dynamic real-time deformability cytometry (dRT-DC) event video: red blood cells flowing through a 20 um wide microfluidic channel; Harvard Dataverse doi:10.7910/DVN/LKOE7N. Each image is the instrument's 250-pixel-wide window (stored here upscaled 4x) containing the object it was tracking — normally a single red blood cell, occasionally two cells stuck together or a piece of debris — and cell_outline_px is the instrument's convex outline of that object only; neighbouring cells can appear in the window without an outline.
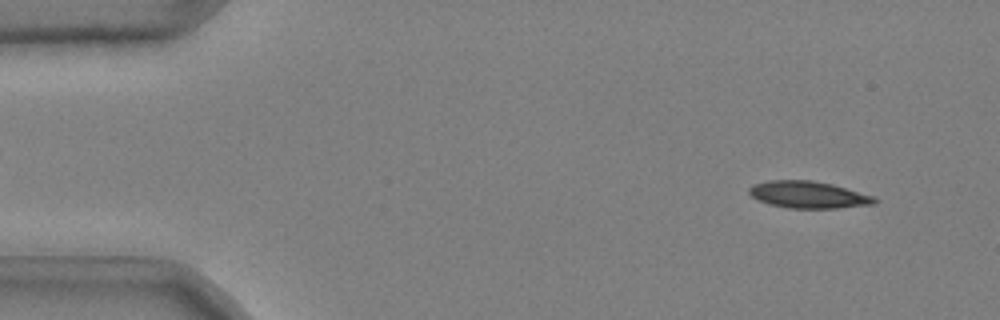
{"species": "common noctule bat (a hibernating species)", "species_latin": "Nyctalus noctula", "temperature_condition": "cold", "stored_images_in_passage": 11, "camera_frame_rate_fps": 3000, "um_per_image_px": 0.085, "animal": {"sex": "male", "body_mass_g": 20.4}, "frame": {"image": 1, "passage_image": 4, "time_ms": 1.0, "image_size_px": [1000, 320], "cell_outline_px": [[880, 200], [876, 204], [836, 208], [788, 208], [768, 204], [752, 196], [748, 192], [748, 188], [752, 184], [768, 180], [812, 180], [832, 184], [872, 196]], "centroid_in_image_um": [68.69, 16.55], "position_along_channel_um": 16.3, "area_um2": 19.71}}